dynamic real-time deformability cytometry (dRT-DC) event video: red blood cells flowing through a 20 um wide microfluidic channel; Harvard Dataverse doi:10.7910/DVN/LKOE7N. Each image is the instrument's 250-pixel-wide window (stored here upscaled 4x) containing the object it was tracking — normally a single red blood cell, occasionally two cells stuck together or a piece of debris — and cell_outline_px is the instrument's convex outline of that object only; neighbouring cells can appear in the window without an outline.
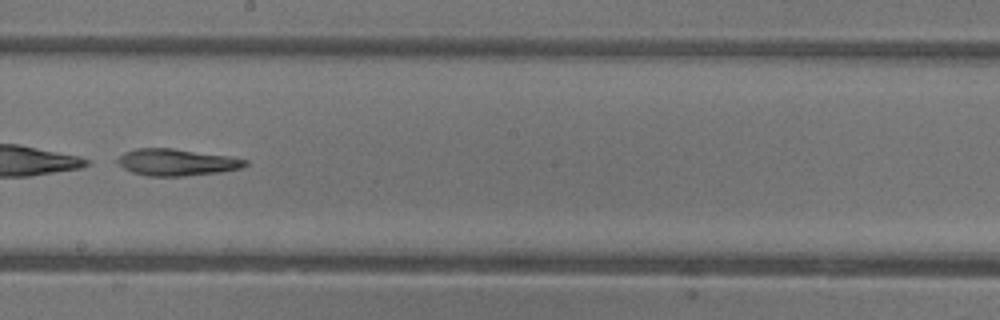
{"species": "common noctule bat (a hibernating species)", "species_latin": "Nyctalus noctula", "temperature_condition": "warm", "stored_images_in_passage": 46, "camera_frame_rate_fps": 3000, "um_per_image_px": 0.085, "animal": {"sex": "female"}, "frame": {"image": 1, "passage_image": 27, "time_ms": 8.667, "image_size_px": [1000, 320], "cell_outline_px": [[248, 164], [240, 168], [220, 172], [184, 176], [148, 176], [132, 172], [116, 164], [116, 160], [124, 152], [136, 148], [172, 148], [228, 156], [248, 160]], "centroid_in_image_um": [14.98, 13.79], "position_along_channel_um": 233.2, "area_um2": 19.88}}